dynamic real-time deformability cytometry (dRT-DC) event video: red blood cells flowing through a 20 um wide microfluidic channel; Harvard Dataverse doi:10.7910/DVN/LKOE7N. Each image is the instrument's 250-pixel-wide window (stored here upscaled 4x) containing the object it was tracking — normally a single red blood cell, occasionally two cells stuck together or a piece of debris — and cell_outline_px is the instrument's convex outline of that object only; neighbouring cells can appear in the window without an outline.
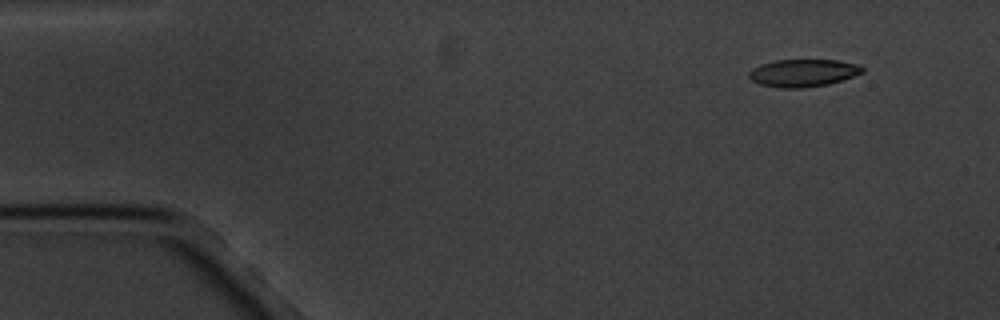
{"species": "common noctule bat (a hibernating species)", "species_latin": "Nyctalus noctula", "temperature_condition": "cold", "stored_images_in_passage": 4, "camera_frame_rate_fps": 3000, "um_per_image_px": 0.085, "animal": {"sex": "male", "body_mass_g": 20.1, "forearm_length_mm": 53.5}, "frame": {"image": 1, "passage_image": 1, "time_ms": 0.0, "image_size_px": [1000, 320], "cell_outline_px": [[864, 72], [844, 80], [828, 84], [800, 88], [780, 88], [760, 84], [752, 80], [748, 76], [748, 72], [752, 68], [760, 64], [776, 60], [840, 60], [860, 64], [864, 68]], "centroid_in_image_um": [68.29, 6.19], "position_along_channel_um": 16.7, "area_um2": 18.38}}
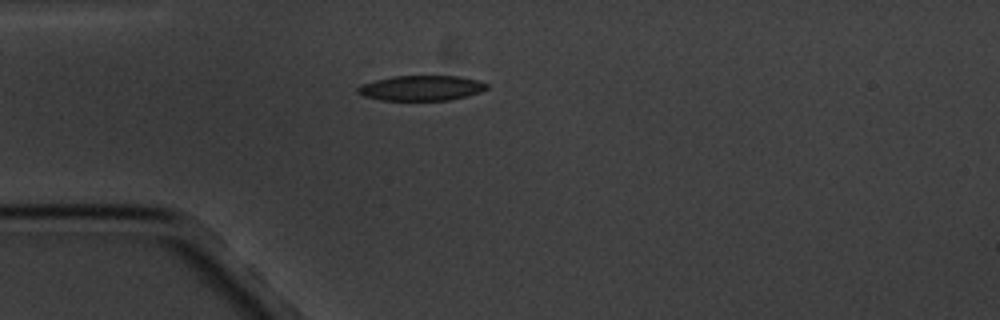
{"frame": {"image": 2, "passage_image": 4, "time_ms": 3.333, "image_size_px": [1000, 320], "cell_outline_px": [[488, 88], [480, 92], [448, 100], [380, 100], [364, 96], [356, 92], [356, 88], [360, 84], [392, 76], [460, 76], [480, 80], [488, 84]], "centroid_in_image_um": [35.8, 7.47], "position_along_channel_um": 49.2, "area_um2": 18.96}}